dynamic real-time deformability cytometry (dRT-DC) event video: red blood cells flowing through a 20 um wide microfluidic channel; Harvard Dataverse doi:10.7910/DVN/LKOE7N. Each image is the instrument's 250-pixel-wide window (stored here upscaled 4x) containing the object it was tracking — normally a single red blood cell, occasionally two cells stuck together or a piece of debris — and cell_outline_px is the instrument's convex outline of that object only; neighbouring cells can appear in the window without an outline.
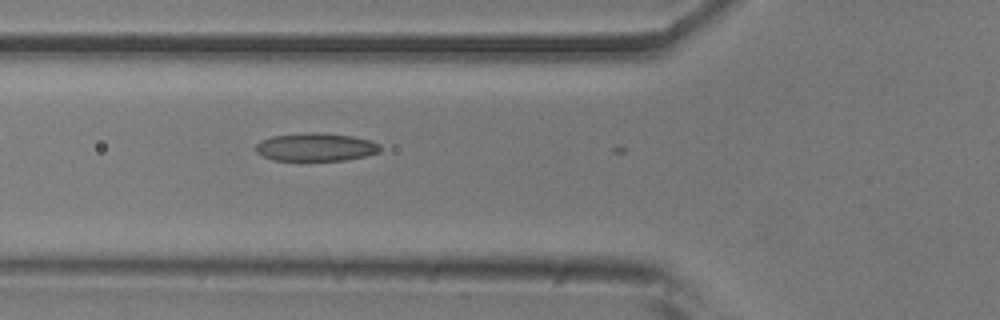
{"species": "common noctule bat (a hibernating species)", "species_latin": "Nyctalus noctula", "temperature_condition": "room temperature", "stored_images_in_passage": 5, "camera_frame_rate_fps": 3000, "um_per_image_px": 0.085, "animal": {"sex": "male", "body_mass_g": 20.5, "forearm_length_mm": 52.5}, "frame": {"image": 1, "passage_image": 4, "time_ms": 1.0, "image_size_px": [1000, 320], "cell_outline_px": [[380, 152], [364, 156], [344, 160], [276, 160], [264, 156], [256, 152], [256, 144], [260, 140], [272, 136], [308, 132], [316, 132], [352, 136], [368, 140], [380, 144]], "centroid_in_image_um": [26.83, 12.49], "position_along_channel_um": 99.0, "area_um2": 20.17}}